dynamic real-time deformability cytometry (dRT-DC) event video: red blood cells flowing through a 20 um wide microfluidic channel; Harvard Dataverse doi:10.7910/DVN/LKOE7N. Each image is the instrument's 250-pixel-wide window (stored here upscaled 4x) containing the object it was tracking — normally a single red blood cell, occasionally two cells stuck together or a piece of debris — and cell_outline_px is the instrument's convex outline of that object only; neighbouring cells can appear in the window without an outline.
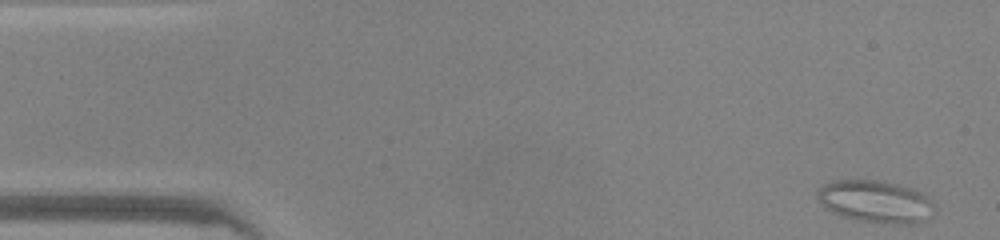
{"species": "common noctule bat (a hibernating species)", "species_latin": "Nyctalus noctula", "temperature_condition": "warm", "stored_images_in_passage": 46, "camera_frame_rate_fps": 3000, "um_per_image_px": 0.085, "animal": {"sex": "male", "body_mass_g": 20.0, "forearm_length_mm": 53.3}, "frame": {"image": 1, "passage_image": 1, "time_ms": 0.0, "image_size_px": [1000, 240], "cell_outline_px": [[936, 212], [932, 216], [916, 224], [896, 224], [852, 220], [832, 212], [824, 208], [816, 200], [816, 192], [824, 184], [832, 180], [880, 180], [900, 184], [912, 188], [928, 196], [936, 204]], "centroid_in_image_um": [74.44, 17.14], "position_along_channel_um": 10.6, "area_um2": 29.71}}
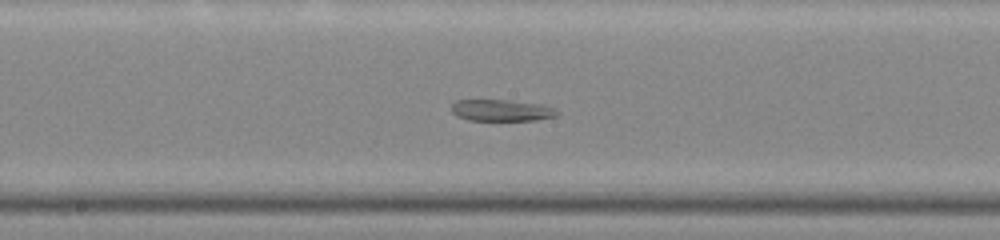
{"frame": {"image": 2, "passage_image": 23, "time_ms": 7.333, "image_size_px": [1000, 240], "cell_outline_px": [[560, 112], [556, 116], [536, 120], [468, 120], [456, 116], [452, 112], [452, 104], [456, 100], [504, 100], [540, 104], [556, 108]], "centroid_in_image_um": [42.64, 9.38], "position_along_channel_um": 205.6, "area_um2": 13.24}}
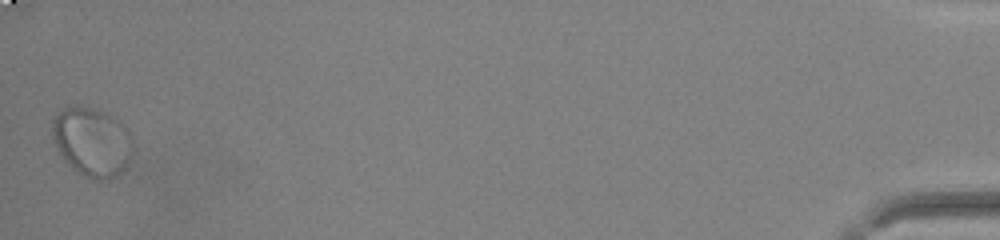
{"frame": {"image": 3, "passage_image": 46, "time_ms": 15.0, "image_size_px": [1000, 240], "cell_outline_px": [[136, 148], [124, 168], [116, 176], [104, 180], [96, 180], [80, 176], [64, 160], [52, 136], [52, 120], [64, 108], [96, 108], [108, 112], [120, 120], [132, 132]], "centroid_in_image_um": [7.9, 12.07], "position_along_channel_um": 427.3, "area_um2": 32.89}}